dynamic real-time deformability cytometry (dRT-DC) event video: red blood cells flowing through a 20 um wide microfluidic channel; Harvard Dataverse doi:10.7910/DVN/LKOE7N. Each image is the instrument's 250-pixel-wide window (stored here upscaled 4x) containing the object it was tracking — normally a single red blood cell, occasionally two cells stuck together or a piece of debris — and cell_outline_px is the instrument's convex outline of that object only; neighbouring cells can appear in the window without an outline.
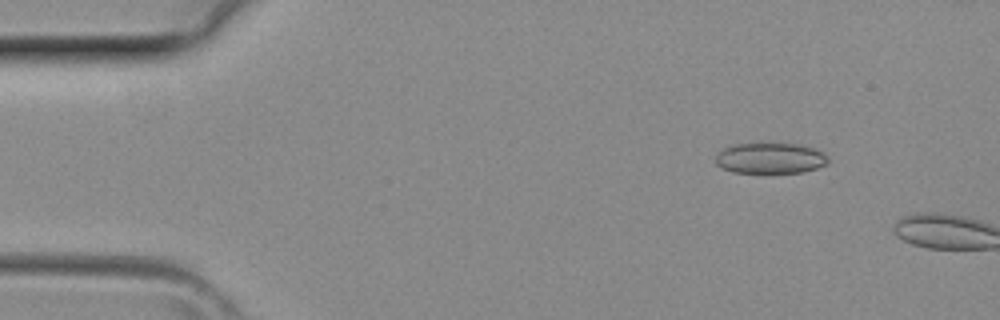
{"species": "common noctule bat (a hibernating species)", "species_latin": "Nyctalus noctula", "temperature_condition": "room temperature", "stored_images_in_passage": 2, "camera_frame_rate_fps": 3000, "um_per_image_px": 0.085, "animal": {"sex": "female", "body_mass_g": 29.2, "forearm_length_mm": 56.3}, "frame": {"image": 1, "passage_image": 1, "time_ms": 0.0, "image_size_px": [1000, 320], "cell_outline_px": [[828, 164], [804, 172], [732, 172], [720, 168], [716, 164], [716, 156], [724, 148], [732, 144], [756, 140], [796, 144], [816, 148], [824, 152], [828, 156]], "centroid_in_image_um": [65.46, 13.39], "position_along_channel_um": 19.5, "area_um2": 21.04}}